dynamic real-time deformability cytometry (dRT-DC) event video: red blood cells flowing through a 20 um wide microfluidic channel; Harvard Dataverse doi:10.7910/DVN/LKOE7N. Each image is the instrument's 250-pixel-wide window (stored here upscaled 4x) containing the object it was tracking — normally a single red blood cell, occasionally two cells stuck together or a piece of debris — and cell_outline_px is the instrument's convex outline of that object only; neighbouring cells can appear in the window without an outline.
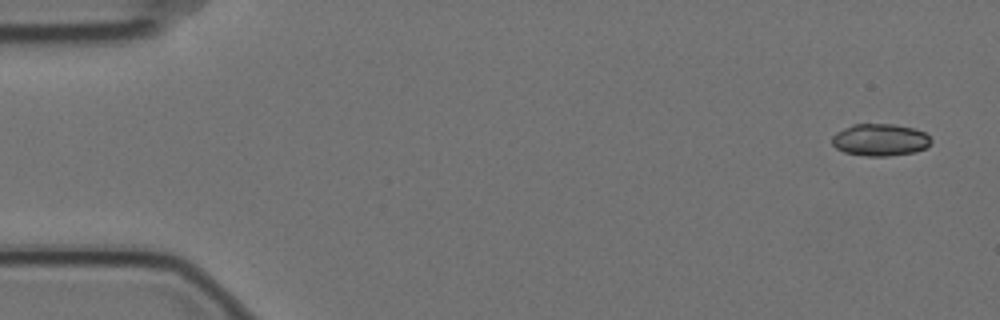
{"species": "Egyptian fruit bat (a non-hibernating species)", "species_latin": "Rousettus aegyptiacus", "temperature_condition": "cold", "stored_images_in_passage": 4, "camera_frame_rate_fps": 3000, "um_per_image_px": 0.085, "animal": {"sex": "female"}, "frame": {"image": 1, "passage_image": 1, "time_ms": 0.0, "image_size_px": [1000, 320], "cell_outline_px": [[932, 140], [924, 148], [916, 152], [888, 156], [868, 156], [844, 152], [836, 148], [832, 144], [832, 136], [836, 132], [852, 124], [892, 124], [912, 128], [924, 132]], "centroid_in_image_um": [74.78, 11.89], "position_along_channel_um": 10.2, "area_um2": 18.44}}
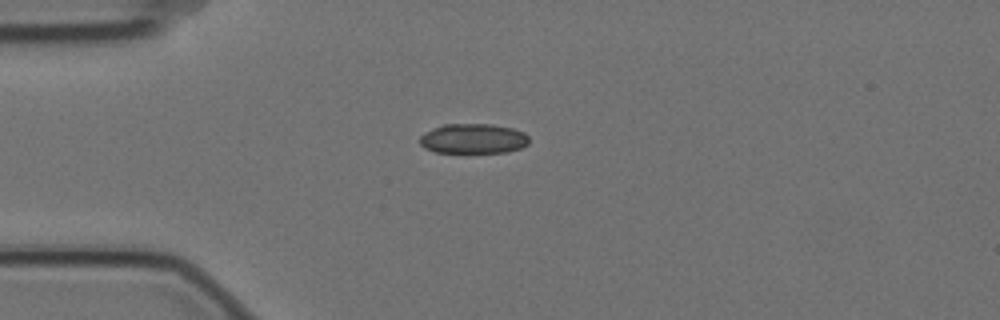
{"frame": {"image": 2, "passage_image": 4, "time_ms": 1.0, "image_size_px": [1000, 320], "cell_outline_px": [[528, 144], [520, 148], [508, 152], [436, 152], [424, 148], [420, 144], [420, 136], [424, 132], [444, 124], [492, 124], [512, 128], [524, 132], [528, 136]], "centroid_in_image_um": [40.22, 11.78], "position_along_channel_um": 44.8, "area_um2": 19.02}}